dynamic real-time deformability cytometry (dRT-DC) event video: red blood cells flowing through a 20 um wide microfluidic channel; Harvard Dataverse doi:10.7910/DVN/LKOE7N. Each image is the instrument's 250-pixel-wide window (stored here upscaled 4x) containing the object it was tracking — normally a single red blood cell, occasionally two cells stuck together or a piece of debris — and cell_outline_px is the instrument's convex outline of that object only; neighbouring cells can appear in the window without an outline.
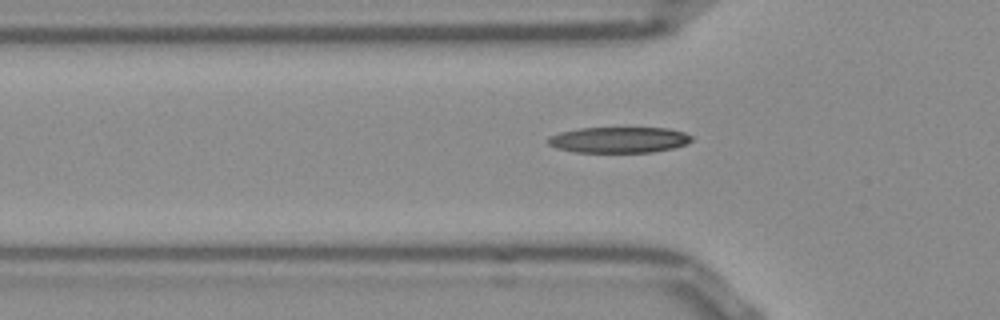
{"species": "Egyptian fruit bat (a non-hibernating species)", "species_latin": "Rousettus aegyptiacus", "temperature_condition": "room temperature", "stored_images_in_passage": 37, "camera_frame_rate_fps": 3000, "um_per_image_px": 0.085, "frame": {"image": 1, "passage_image": 7, "time_ms": 2.0, "image_size_px": [1000, 320], "cell_outline_px": [[692, 140], [688, 144], [672, 148], [652, 152], [572, 152], [556, 148], [548, 144], [548, 136], [560, 132], [580, 128], [668, 128], [684, 132], [692, 136]], "centroid_in_image_um": [52.6, 11.89], "position_along_channel_um": 73.2, "area_um2": 21.73}}
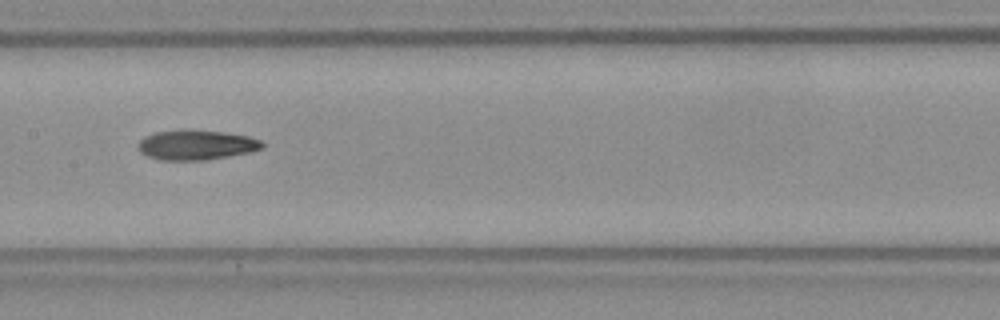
{"frame": {"image": 2, "passage_image": 16, "time_ms": 5.0, "image_size_px": [1000, 320], "cell_outline_px": [[264, 144], [260, 148], [252, 152], [204, 160], [160, 160], [148, 156], [140, 152], [136, 144], [144, 136], [156, 132], [184, 128], [188, 128], [224, 132], [248, 136], [260, 140]], "centroid_in_image_um": [16.64, 12.3], "position_along_channel_um": 190.8, "area_um2": 21.91}}
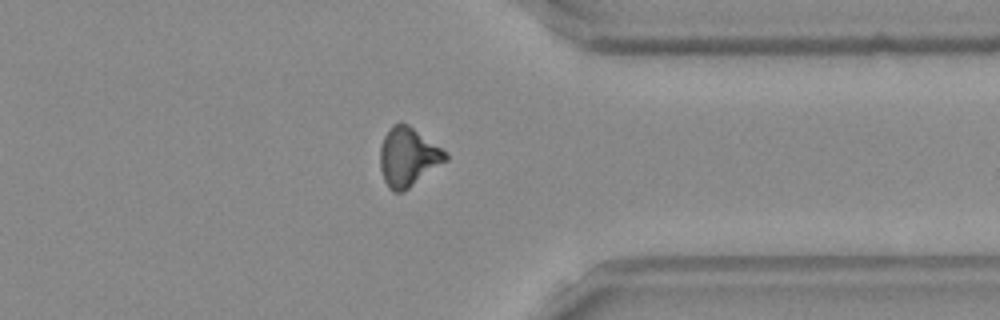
{"frame": {"image": 3, "passage_image": 31, "time_ms": 10.0, "image_size_px": [1000, 320], "cell_outline_px": [[448, 160], [404, 192], [392, 192], [388, 188], [384, 180], [380, 168], [380, 148], [384, 136], [392, 124], [400, 120], [408, 124], [448, 152]], "centroid_in_image_um": [34.69, 13.34], "position_along_channel_um": 376.7, "area_um2": 22.83}, "authors_computed_cell_mechanics": {"area_um2": 21.5594, "velocity_mm_per_s": 3.8777, "shape_relaxation_time_tau1_ms": 7.5566, "shape_relaxation_time_tau2_ms": 11.189, "deformation_change_tau1": 0.2166, "deformation_change_tau2": 0.2324}}